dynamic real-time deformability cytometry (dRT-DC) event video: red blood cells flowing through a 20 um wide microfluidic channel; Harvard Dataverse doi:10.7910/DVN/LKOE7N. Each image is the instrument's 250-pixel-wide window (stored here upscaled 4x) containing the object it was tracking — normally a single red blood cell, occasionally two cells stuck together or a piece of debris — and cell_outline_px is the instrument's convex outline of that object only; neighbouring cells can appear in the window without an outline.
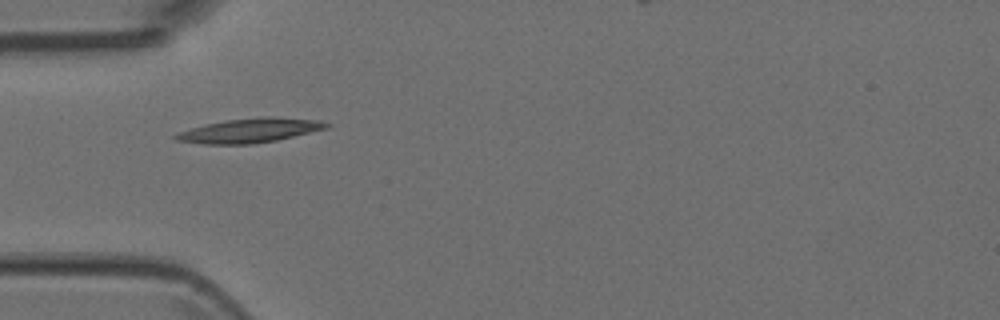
{"species": "Egyptian fruit bat (a non-hibernating species)", "species_latin": "Rousettus aegyptiacus", "temperature_condition": "room temperature", "stored_images_in_passage": 3, "camera_frame_rate_fps": 3000, "um_per_image_px": 0.085, "animal": {"sex": "female"}, "frame": {"image": 1, "passage_image": 1, "time_ms": 0.0, "image_size_px": [1000, 320], "cell_outline_px": [[332, 124], [328, 128], [276, 140], [252, 144], [204, 144], [176, 140], [172, 136], [176, 132], [204, 124], [224, 120], [264, 116], [272, 116], [320, 120]], "centroid_in_image_um": [21.22, 11.08], "position_along_channel_um": 63.8, "area_um2": 21.56}}
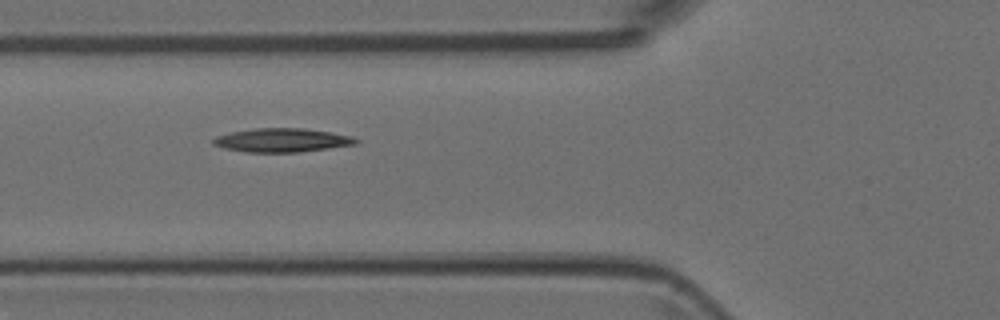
{"frame": {"image": 2, "passage_image": 2, "time_ms": 0.333, "image_size_px": [1000, 320], "cell_outline_px": [[360, 140], [356, 144], [300, 152], [244, 152], [224, 148], [212, 144], [212, 140], [216, 136], [232, 132], [256, 128], [304, 128], [352, 136]], "centroid_in_image_um": [23.96, 11.92], "position_along_channel_um": 101.8, "area_um2": 19.65}}
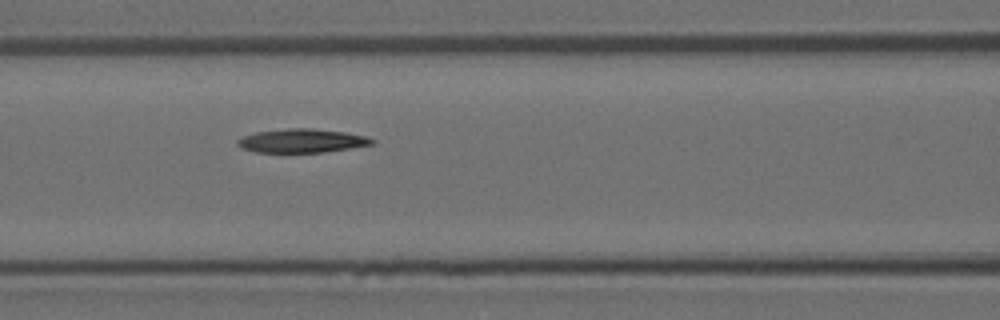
{"frame": {"image": 3, "passage_image": 3, "time_ms": 0.667, "image_size_px": [1000, 320], "cell_outline_px": [[376, 144], [352, 148], [324, 152], [256, 152], [244, 148], [236, 144], [236, 140], [240, 136], [256, 132], [288, 128], [312, 128], [344, 132], [368, 136], [376, 140]], "centroid_in_image_um": [25.7, 11.96], "position_along_channel_um": 140.9, "area_um2": 18.79}}